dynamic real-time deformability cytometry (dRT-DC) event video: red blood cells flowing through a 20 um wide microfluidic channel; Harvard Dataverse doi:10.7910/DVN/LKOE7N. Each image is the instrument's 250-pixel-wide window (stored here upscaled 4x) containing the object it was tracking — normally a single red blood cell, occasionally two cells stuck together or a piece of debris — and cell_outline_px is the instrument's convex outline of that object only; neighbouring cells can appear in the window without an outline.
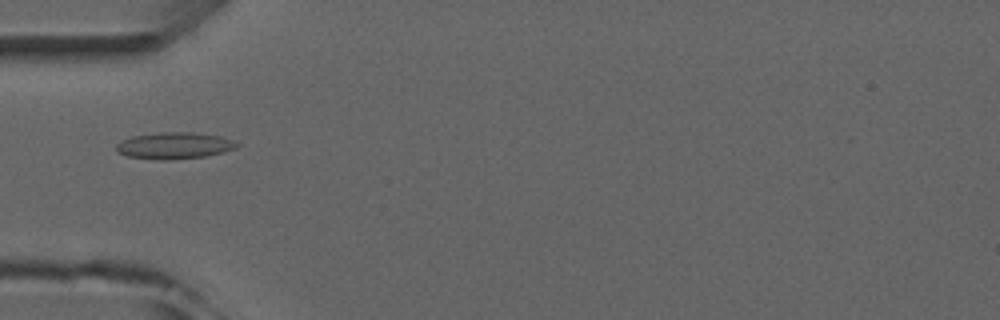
{"species": "common noctule bat (a hibernating species)", "species_latin": "Nyctalus noctula", "temperature_condition": "room temperature", "stored_images_in_passage": 6, "camera_frame_rate_fps": 3000, "um_per_image_px": 0.085, "animal": {"sex": "male", "forearm_length_mm": 52.5}, "frame": {"image": 1, "passage_image": 5, "time_ms": 4.333, "image_size_px": [1000, 320], "cell_outline_px": [[240, 144], [236, 148], [224, 152], [204, 156], [168, 160], [160, 160], [128, 156], [116, 152], [116, 144], [120, 140], [132, 136], [160, 132], [192, 132], [220, 136], [232, 140]], "centroid_in_image_um": [14.79, 12.37], "position_along_channel_um": 70.2, "area_um2": 18.73}}
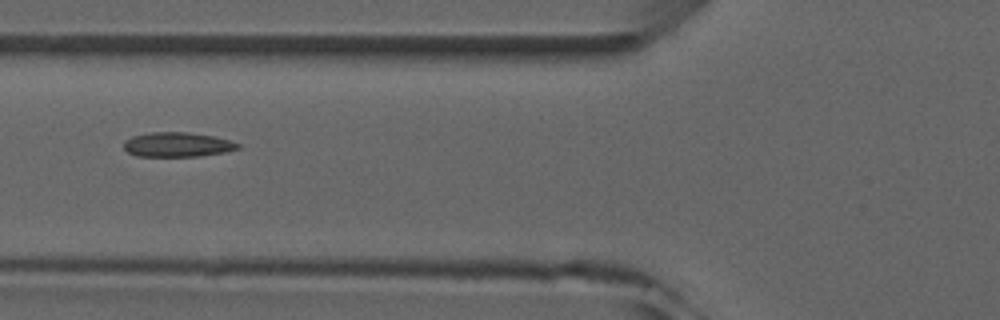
{"frame": {"image": 2, "passage_image": 6, "time_ms": 5.333, "image_size_px": [1000, 320], "cell_outline_px": [[240, 148], [224, 152], [196, 156], [136, 156], [128, 152], [124, 148], [124, 140], [132, 136], [152, 132], [188, 132], [212, 136], [228, 140], [240, 144]], "centroid_in_image_um": [15.04, 12.29], "position_along_channel_um": 110.8, "area_um2": 16.18}}